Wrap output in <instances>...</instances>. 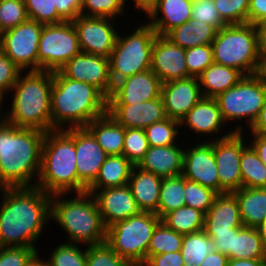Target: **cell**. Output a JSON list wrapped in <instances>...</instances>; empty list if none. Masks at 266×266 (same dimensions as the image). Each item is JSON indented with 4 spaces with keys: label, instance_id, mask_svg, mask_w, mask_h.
I'll return each mask as SVG.
<instances>
[{
    "label": "cell",
    "instance_id": "60d3db41",
    "mask_svg": "<svg viewBox=\"0 0 266 266\" xmlns=\"http://www.w3.org/2000/svg\"><path fill=\"white\" fill-rule=\"evenodd\" d=\"M145 130L142 128H126L124 136V147L122 155H124L134 166L145 157L149 149Z\"/></svg>",
    "mask_w": 266,
    "mask_h": 266
},
{
    "label": "cell",
    "instance_id": "ab89813d",
    "mask_svg": "<svg viewBox=\"0 0 266 266\" xmlns=\"http://www.w3.org/2000/svg\"><path fill=\"white\" fill-rule=\"evenodd\" d=\"M78 244L64 242L53 249L46 259L48 266H86L87 246L78 248Z\"/></svg>",
    "mask_w": 266,
    "mask_h": 266
},
{
    "label": "cell",
    "instance_id": "ffe728a7",
    "mask_svg": "<svg viewBox=\"0 0 266 266\" xmlns=\"http://www.w3.org/2000/svg\"><path fill=\"white\" fill-rule=\"evenodd\" d=\"M106 228L126 220L142 211L136 203L128 184L99 189L92 194Z\"/></svg>",
    "mask_w": 266,
    "mask_h": 266
},
{
    "label": "cell",
    "instance_id": "74e56055",
    "mask_svg": "<svg viewBox=\"0 0 266 266\" xmlns=\"http://www.w3.org/2000/svg\"><path fill=\"white\" fill-rule=\"evenodd\" d=\"M184 235L169 229L160 221L153 231L147 251V259L150 256L169 252H178L182 247Z\"/></svg>",
    "mask_w": 266,
    "mask_h": 266
},
{
    "label": "cell",
    "instance_id": "c3c4849f",
    "mask_svg": "<svg viewBox=\"0 0 266 266\" xmlns=\"http://www.w3.org/2000/svg\"><path fill=\"white\" fill-rule=\"evenodd\" d=\"M185 61L188 74L198 78L204 70L214 63L211 44L185 49Z\"/></svg>",
    "mask_w": 266,
    "mask_h": 266
},
{
    "label": "cell",
    "instance_id": "2e32d148",
    "mask_svg": "<svg viewBox=\"0 0 266 266\" xmlns=\"http://www.w3.org/2000/svg\"><path fill=\"white\" fill-rule=\"evenodd\" d=\"M59 71L67 78L94 85L107 98L112 94L109 59L80 52Z\"/></svg>",
    "mask_w": 266,
    "mask_h": 266
},
{
    "label": "cell",
    "instance_id": "7a4b0ae2",
    "mask_svg": "<svg viewBox=\"0 0 266 266\" xmlns=\"http://www.w3.org/2000/svg\"><path fill=\"white\" fill-rule=\"evenodd\" d=\"M45 134L38 129L16 127L6 121L0 123V188L35 186L41 168Z\"/></svg>",
    "mask_w": 266,
    "mask_h": 266
},
{
    "label": "cell",
    "instance_id": "4fadbf2b",
    "mask_svg": "<svg viewBox=\"0 0 266 266\" xmlns=\"http://www.w3.org/2000/svg\"><path fill=\"white\" fill-rule=\"evenodd\" d=\"M43 26L28 19L0 34V50L23 72L38 71V46Z\"/></svg>",
    "mask_w": 266,
    "mask_h": 266
},
{
    "label": "cell",
    "instance_id": "3957f363",
    "mask_svg": "<svg viewBox=\"0 0 266 266\" xmlns=\"http://www.w3.org/2000/svg\"><path fill=\"white\" fill-rule=\"evenodd\" d=\"M108 98L94 85L53 71L51 89L52 130L86 127L107 113Z\"/></svg>",
    "mask_w": 266,
    "mask_h": 266
},
{
    "label": "cell",
    "instance_id": "91938a15",
    "mask_svg": "<svg viewBox=\"0 0 266 266\" xmlns=\"http://www.w3.org/2000/svg\"><path fill=\"white\" fill-rule=\"evenodd\" d=\"M260 56L266 55V19L254 24Z\"/></svg>",
    "mask_w": 266,
    "mask_h": 266
},
{
    "label": "cell",
    "instance_id": "277c9868",
    "mask_svg": "<svg viewBox=\"0 0 266 266\" xmlns=\"http://www.w3.org/2000/svg\"><path fill=\"white\" fill-rule=\"evenodd\" d=\"M23 71L13 85L11 107L5 112V121L19 128L52 131L51 89L52 71ZM14 97V98H13Z\"/></svg>",
    "mask_w": 266,
    "mask_h": 266
},
{
    "label": "cell",
    "instance_id": "f907efd6",
    "mask_svg": "<svg viewBox=\"0 0 266 266\" xmlns=\"http://www.w3.org/2000/svg\"><path fill=\"white\" fill-rule=\"evenodd\" d=\"M22 70L0 50V95L4 98L16 83Z\"/></svg>",
    "mask_w": 266,
    "mask_h": 266
},
{
    "label": "cell",
    "instance_id": "4dcf8cb0",
    "mask_svg": "<svg viewBox=\"0 0 266 266\" xmlns=\"http://www.w3.org/2000/svg\"><path fill=\"white\" fill-rule=\"evenodd\" d=\"M217 31L214 26L191 18L187 23L174 27L165 36L177 46L189 49L211 44Z\"/></svg>",
    "mask_w": 266,
    "mask_h": 266
},
{
    "label": "cell",
    "instance_id": "f5cc1de1",
    "mask_svg": "<svg viewBox=\"0 0 266 266\" xmlns=\"http://www.w3.org/2000/svg\"><path fill=\"white\" fill-rule=\"evenodd\" d=\"M141 266H184L181 251L150 256Z\"/></svg>",
    "mask_w": 266,
    "mask_h": 266
},
{
    "label": "cell",
    "instance_id": "db71d44e",
    "mask_svg": "<svg viewBox=\"0 0 266 266\" xmlns=\"http://www.w3.org/2000/svg\"><path fill=\"white\" fill-rule=\"evenodd\" d=\"M55 6L65 21H73L81 15L82 0H55Z\"/></svg>",
    "mask_w": 266,
    "mask_h": 266
},
{
    "label": "cell",
    "instance_id": "cb8c5ba5",
    "mask_svg": "<svg viewBox=\"0 0 266 266\" xmlns=\"http://www.w3.org/2000/svg\"><path fill=\"white\" fill-rule=\"evenodd\" d=\"M224 120L215 98L202 97L197 104L181 119L180 128L185 125L199 136L222 133ZM221 131V132H220Z\"/></svg>",
    "mask_w": 266,
    "mask_h": 266
},
{
    "label": "cell",
    "instance_id": "11a10c76",
    "mask_svg": "<svg viewBox=\"0 0 266 266\" xmlns=\"http://www.w3.org/2000/svg\"><path fill=\"white\" fill-rule=\"evenodd\" d=\"M239 228L230 229V232L206 233L214 242L216 251L228 255L233 250L234 233Z\"/></svg>",
    "mask_w": 266,
    "mask_h": 266
},
{
    "label": "cell",
    "instance_id": "f6af8a7d",
    "mask_svg": "<svg viewBox=\"0 0 266 266\" xmlns=\"http://www.w3.org/2000/svg\"><path fill=\"white\" fill-rule=\"evenodd\" d=\"M86 266H133L106 242L87 246Z\"/></svg>",
    "mask_w": 266,
    "mask_h": 266
},
{
    "label": "cell",
    "instance_id": "7bdbcfd3",
    "mask_svg": "<svg viewBox=\"0 0 266 266\" xmlns=\"http://www.w3.org/2000/svg\"><path fill=\"white\" fill-rule=\"evenodd\" d=\"M125 7V0H82L81 15L115 20L124 15Z\"/></svg>",
    "mask_w": 266,
    "mask_h": 266
},
{
    "label": "cell",
    "instance_id": "b9f144b4",
    "mask_svg": "<svg viewBox=\"0 0 266 266\" xmlns=\"http://www.w3.org/2000/svg\"><path fill=\"white\" fill-rule=\"evenodd\" d=\"M218 194L199 183L184 178L185 205L201 211L204 215Z\"/></svg>",
    "mask_w": 266,
    "mask_h": 266
},
{
    "label": "cell",
    "instance_id": "5b68a950",
    "mask_svg": "<svg viewBox=\"0 0 266 266\" xmlns=\"http://www.w3.org/2000/svg\"><path fill=\"white\" fill-rule=\"evenodd\" d=\"M35 186L51 196L78 193L75 128L52 130L45 134L41 168Z\"/></svg>",
    "mask_w": 266,
    "mask_h": 266
},
{
    "label": "cell",
    "instance_id": "f1b7e54d",
    "mask_svg": "<svg viewBox=\"0 0 266 266\" xmlns=\"http://www.w3.org/2000/svg\"><path fill=\"white\" fill-rule=\"evenodd\" d=\"M243 76L238 69L214 62L198 77L201 94L206 98H216L235 86Z\"/></svg>",
    "mask_w": 266,
    "mask_h": 266
},
{
    "label": "cell",
    "instance_id": "83f0119b",
    "mask_svg": "<svg viewBox=\"0 0 266 266\" xmlns=\"http://www.w3.org/2000/svg\"><path fill=\"white\" fill-rule=\"evenodd\" d=\"M86 128L107 155H122L125 128L118 124L110 114L105 113L91 121Z\"/></svg>",
    "mask_w": 266,
    "mask_h": 266
},
{
    "label": "cell",
    "instance_id": "484cf974",
    "mask_svg": "<svg viewBox=\"0 0 266 266\" xmlns=\"http://www.w3.org/2000/svg\"><path fill=\"white\" fill-rule=\"evenodd\" d=\"M193 0H159L147 15L157 35H166L174 27L187 23L192 16Z\"/></svg>",
    "mask_w": 266,
    "mask_h": 266
},
{
    "label": "cell",
    "instance_id": "d590c367",
    "mask_svg": "<svg viewBox=\"0 0 266 266\" xmlns=\"http://www.w3.org/2000/svg\"><path fill=\"white\" fill-rule=\"evenodd\" d=\"M205 215L192 207L183 206L167 213L161 221L179 234L186 235L204 229Z\"/></svg>",
    "mask_w": 266,
    "mask_h": 266
},
{
    "label": "cell",
    "instance_id": "a7ac6f4b",
    "mask_svg": "<svg viewBox=\"0 0 266 266\" xmlns=\"http://www.w3.org/2000/svg\"><path fill=\"white\" fill-rule=\"evenodd\" d=\"M5 99L3 96L0 95V123H3L5 121V113L3 114V111L1 112V110L3 109V103H4Z\"/></svg>",
    "mask_w": 266,
    "mask_h": 266
},
{
    "label": "cell",
    "instance_id": "7dc6e473",
    "mask_svg": "<svg viewBox=\"0 0 266 266\" xmlns=\"http://www.w3.org/2000/svg\"><path fill=\"white\" fill-rule=\"evenodd\" d=\"M28 19L25 1L0 0V34Z\"/></svg>",
    "mask_w": 266,
    "mask_h": 266
},
{
    "label": "cell",
    "instance_id": "8fae6325",
    "mask_svg": "<svg viewBox=\"0 0 266 266\" xmlns=\"http://www.w3.org/2000/svg\"><path fill=\"white\" fill-rule=\"evenodd\" d=\"M80 52L72 21L44 25L38 46V71H58Z\"/></svg>",
    "mask_w": 266,
    "mask_h": 266
},
{
    "label": "cell",
    "instance_id": "f35d334b",
    "mask_svg": "<svg viewBox=\"0 0 266 266\" xmlns=\"http://www.w3.org/2000/svg\"><path fill=\"white\" fill-rule=\"evenodd\" d=\"M180 121L165 118L146 127L145 133L149 146H169L177 144Z\"/></svg>",
    "mask_w": 266,
    "mask_h": 266
},
{
    "label": "cell",
    "instance_id": "30bf717a",
    "mask_svg": "<svg viewBox=\"0 0 266 266\" xmlns=\"http://www.w3.org/2000/svg\"><path fill=\"white\" fill-rule=\"evenodd\" d=\"M266 97V85L254 75H244L232 88L219 94L215 99L218 102L224 122H247L248 128L257 119Z\"/></svg>",
    "mask_w": 266,
    "mask_h": 266
},
{
    "label": "cell",
    "instance_id": "9a60e30c",
    "mask_svg": "<svg viewBox=\"0 0 266 266\" xmlns=\"http://www.w3.org/2000/svg\"><path fill=\"white\" fill-rule=\"evenodd\" d=\"M199 141L183 153V172L185 179L194 181L220 194V180L212 146V139ZM211 140V141H210Z\"/></svg>",
    "mask_w": 266,
    "mask_h": 266
},
{
    "label": "cell",
    "instance_id": "4316f807",
    "mask_svg": "<svg viewBox=\"0 0 266 266\" xmlns=\"http://www.w3.org/2000/svg\"><path fill=\"white\" fill-rule=\"evenodd\" d=\"M161 183V177L133 166L128 186L142 212H152L158 216Z\"/></svg>",
    "mask_w": 266,
    "mask_h": 266
},
{
    "label": "cell",
    "instance_id": "44dd1931",
    "mask_svg": "<svg viewBox=\"0 0 266 266\" xmlns=\"http://www.w3.org/2000/svg\"><path fill=\"white\" fill-rule=\"evenodd\" d=\"M161 97L166 117L181 121L203 97L199 79L188 77L162 83Z\"/></svg>",
    "mask_w": 266,
    "mask_h": 266
},
{
    "label": "cell",
    "instance_id": "9c48e42d",
    "mask_svg": "<svg viewBox=\"0 0 266 266\" xmlns=\"http://www.w3.org/2000/svg\"><path fill=\"white\" fill-rule=\"evenodd\" d=\"M161 218L152 212H141L107 228L106 243L133 266L147 260V251L153 231Z\"/></svg>",
    "mask_w": 266,
    "mask_h": 266
},
{
    "label": "cell",
    "instance_id": "bcb514c9",
    "mask_svg": "<svg viewBox=\"0 0 266 266\" xmlns=\"http://www.w3.org/2000/svg\"><path fill=\"white\" fill-rule=\"evenodd\" d=\"M221 19L227 24L248 23L250 0H214Z\"/></svg>",
    "mask_w": 266,
    "mask_h": 266
},
{
    "label": "cell",
    "instance_id": "ee69618b",
    "mask_svg": "<svg viewBox=\"0 0 266 266\" xmlns=\"http://www.w3.org/2000/svg\"><path fill=\"white\" fill-rule=\"evenodd\" d=\"M25 6L30 20L43 25L65 22L57 12L55 0H25Z\"/></svg>",
    "mask_w": 266,
    "mask_h": 266
},
{
    "label": "cell",
    "instance_id": "003e7915",
    "mask_svg": "<svg viewBox=\"0 0 266 266\" xmlns=\"http://www.w3.org/2000/svg\"><path fill=\"white\" fill-rule=\"evenodd\" d=\"M256 228H257L259 235L261 237L263 246L266 249V216H265V219L262 221V223L259 226H257Z\"/></svg>",
    "mask_w": 266,
    "mask_h": 266
},
{
    "label": "cell",
    "instance_id": "e575fe53",
    "mask_svg": "<svg viewBox=\"0 0 266 266\" xmlns=\"http://www.w3.org/2000/svg\"><path fill=\"white\" fill-rule=\"evenodd\" d=\"M240 168L242 188H266V166L250 144L242 151Z\"/></svg>",
    "mask_w": 266,
    "mask_h": 266
},
{
    "label": "cell",
    "instance_id": "680465c9",
    "mask_svg": "<svg viewBox=\"0 0 266 266\" xmlns=\"http://www.w3.org/2000/svg\"><path fill=\"white\" fill-rule=\"evenodd\" d=\"M248 129L250 133L266 135V97L257 119Z\"/></svg>",
    "mask_w": 266,
    "mask_h": 266
},
{
    "label": "cell",
    "instance_id": "d4e9b609",
    "mask_svg": "<svg viewBox=\"0 0 266 266\" xmlns=\"http://www.w3.org/2000/svg\"><path fill=\"white\" fill-rule=\"evenodd\" d=\"M183 153L179 144L150 146L138 167L161 178L178 176L183 172Z\"/></svg>",
    "mask_w": 266,
    "mask_h": 266
},
{
    "label": "cell",
    "instance_id": "9f6ffc18",
    "mask_svg": "<svg viewBox=\"0 0 266 266\" xmlns=\"http://www.w3.org/2000/svg\"><path fill=\"white\" fill-rule=\"evenodd\" d=\"M266 19V0H250L248 23L255 24Z\"/></svg>",
    "mask_w": 266,
    "mask_h": 266
},
{
    "label": "cell",
    "instance_id": "816d5d0a",
    "mask_svg": "<svg viewBox=\"0 0 266 266\" xmlns=\"http://www.w3.org/2000/svg\"><path fill=\"white\" fill-rule=\"evenodd\" d=\"M37 252L30 247H0V266H25Z\"/></svg>",
    "mask_w": 266,
    "mask_h": 266
},
{
    "label": "cell",
    "instance_id": "7c38bea8",
    "mask_svg": "<svg viewBox=\"0 0 266 266\" xmlns=\"http://www.w3.org/2000/svg\"><path fill=\"white\" fill-rule=\"evenodd\" d=\"M242 129V125L239 124L225 135L212 140L220 180V194L233 193L242 188L240 160L243 149L249 144L248 141L245 142Z\"/></svg>",
    "mask_w": 266,
    "mask_h": 266
},
{
    "label": "cell",
    "instance_id": "f546056e",
    "mask_svg": "<svg viewBox=\"0 0 266 266\" xmlns=\"http://www.w3.org/2000/svg\"><path fill=\"white\" fill-rule=\"evenodd\" d=\"M133 164L124 155H109L102 164L95 181L87 188L93 194L99 189L128 184Z\"/></svg>",
    "mask_w": 266,
    "mask_h": 266
},
{
    "label": "cell",
    "instance_id": "e0dca14e",
    "mask_svg": "<svg viewBox=\"0 0 266 266\" xmlns=\"http://www.w3.org/2000/svg\"><path fill=\"white\" fill-rule=\"evenodd\" d=\"M75 151L80 193L95 181L108 155L86 127L75 128Z\"/></svg>",
    "mask_w": 266,
    "mask_h": 266
},
{
    "label": "cell",
    "instance_id": "8d00e7d4",
    "mask_svg": "<svg viewBox=\"0 0 266 266\" xmlns=\"http://www.w3.org/2000/svg\"><path fill=\"white\" fill-rule=\"evenodd\" d=\"M185 206L184 176L162 178L158 216L162 219L167 213Z\"/></svg>",
    "mask_w": 266,
    "mask_h": 266
},
{
    "label": "cell",
    "instance_id": "1f68e13d",
    "mask_svg": "<svg viewBox=\"0 0 266 266\" xmlns=\"http://www.w3.org/2000/svg\"><path fill=\"white\" fill-rule=\"evenodd\" d=\"M233 194L238 199L243 226H259L266 216V188H240Z\"/></svg>",
    "mask_w": 266,
    "mask_h": 266
},
{
    "label": "cell",
    "instance_id": "52a82bcc",
    "mask_svg": "<svg viewBox=\"0 0 266 266\" xmlns=\"http://www.w3.org/2000/svg\"><path fill=\"white\" fill-rule=\"evenodd\" d=\"M211 46L215 63L238 69L244 75L256 74L261 56L253 24L222 27L217 31Z\"/></svg>",
    "mask_w": 266,
    "mask_h": 266
},
{
    "label": "cell",
    "instance_id": "681fc988",
    "mask_svg": "<svg viewBox=\"0 0 266 266\" xmlns=\"http://www.w3.org/2000/svg\"><path fill=\"white\" fill-rule=\"evenodd\" d=\"M191 18L214 26L217 30L227 25L221 19L214 0H193Z\"/></svg>",
    "mask_w": 266,
    "mask_h": 266
},
{
    "label": "cell",
    "instance_id": "6f0895ef",
    "mask_svg": "<svg viewBox=\"0 0 266 266\" xmlns=\"http://www.w3.org/2000/svg\"><path fill=\"white\" fill-rule=\"evenodd\" d=\"M250 135H252L253 140L249 144L254 148L260 160L266 166V135L257 133H251Z\"/></svg>",
    "mask_w": 266,
    "mask_h": 266
},
{
    "label": "cell",
    "instance_id": "ac0fdd59",
    "mask_svg": "<svg viewBox=\"0 0 266 266\" xmlns=\"http://www.w3.org/2000/svg\"><path fill=\"white\" fill-rule=\"evenodd\" d=\"M150 69L162 83L191 77L186 66L185 49L165 35H157L154 40Z\"/></svg>",
    "mask_w": 266,
    "mask_h": 266
},
{
    "label": "cell",
    "instance_id": "8992f818",
    "mask_svg": "<svg viewBox=\"0 0 266 266\" xmlns=\"http://www.w3.org/2000/svg\"><path fill=\"white\" fill-rule=\"evenodd\" d=\"M69 194L52 195L50 216L67 233V243L92 246L106 242L107 228L94 196L85 191L64 199Z\"/></svg>",
    "mask_w": 266,
    "mask_h": 266
},
{
    "label": "cell",
    "instance_id": "6125c7cd",
    "mask_svg": "<svg viewBox=\"0 0 266 266\" xmlns=\"http://www.w3.org/2000/svg\"><path fill=\"white\" fill-rule=\"evenodd\" d=\"M227 266H266V259H228Z\"/></svg>",
    "mask_w": 266,
    "mask_h": 266
},
{
    "label": "cell",
    "instance_id": "ba28073f",
    "mask_svg": "<svg viewBox=\"0 0 266 266\" xmlns=\"http://www.w3.org/2000/svg\"><path fill=\"white\" fill-rule=\"evenodd\" d=\"M156 36L155 30L148 22L138 25L133 33L125 37L118 32L109 58L113 86L127 77L150 69Z\"/></svg>",
    "mask_w": 266,
    "mask_h": 266
},
{
    "label": "cell",
    "instance_id": "836d02e7",
    "mask_svg": "<svg viewBox=\"0 0 266 266\" xmlns=\"http://www.w3.org/2000/svg\"><path fill=\"white\" fill-rule=\"evenodd\" d=\"M180 251L184 266H200L205 257L216 249L213 240L203 229L184 235Z\"/></svg>",
    "mask_w": 266,
    "mask_h": 266
},
{
    "label": "cell",
    "instance_id": "5bb4252c",
    "mask_svg": "<svg viewBox=\"0 0 266 266\" xmlns=\"http://www.w3.org/2000/svg\"><path fill=\"white\" fill-rule=\"evenodd\" d=\"M114 22V19L107 17H76L72 24L81 52L109 59L118 35Z\"/></svg>",
    "mask_w": 266,
    "mask_h": 266
},
{
    "label": "cell",
    "instance_id": "be15d7a7",
    "mask_svg": "<svg viewBox=\"0 0 266 266\" xmlns=\"http://www.w3.org/2000/svg\"><path fill=\"white\" fill-rule=\"evenodd\" d=\"M159 0H133L135 3V9L145 12L146 16L150 13V11L158 4ZM126 4V0H125Z\"/></svg>",
    "mask_w": 266,
    "mask_h": 266
},
{
    "label": "cell",
    "instance_id": "6da1fadb",
    "mask_svg": "<svg viewBox=\"0 0 266 266\" xmlns=\"http://www.w3.org/2000/svg\"><path fill=\"white\" fill-rule=\"evenodd\" d=\"M0 191V247L36 249V242L51 220L52 196L36 186Z\"/></svg>",
    "mask_w": 266,
    "mask_h": 266
},
{
    "label": "cell",
    "instance_id": "603a6c76",
    "mask_svg": "<svg viewBox=\"0 0 266 266\" xmlns=\"http://www.w3.org/2000/svg\"><path fill=\"white\" fill-rule=\"evenodd\" d=\"M243 227L238 199L233 193L218 194L205 214L206 233L230 232V229Z\"/></svg>",
    "mask_w": 266,
    "mask_h": 266
},
{
    "label": "cell",
    "instance_id": "e7e4bbea",
    "mask_svg": "<svg viewBox=\"0 0 266 266\" xmlns=\"http://www.w3.org/2000/svg\"><path fill=\"white\" fill-rule=\"evenodd\" d=\"M256 75L266 85V55L261 56Z\"/></svg>",
    "mask_w": 266,
    "mask_h": 266
},
{
    "label": "cell",
    "instance_id": "d6a6232c",
    "mask_svg": "<svg viewBox=\"0 0 266 266\" xmlns=\"http://www.w3.org/2000/svg\"><path fill=\"white\" fill-rule=\"evenodd\" d=\"M227 257L228 259H266V249L257 228L240 227L234 233L233 250Z\"/></svg>",
    "mask_w": 266,
    "mask_h": 266
},
{
    "label": "cell",
    "instance_id": "03108f58",
    "mask_svg": "<svg viewBox=\"0 0 266 266\" xmlns=\"http://www.w3.org/2000/svg\"><path fill=\"white\" fill-rule=\"evenodd\" d=\"M38 252L27 262L25 266H48L46 259L40 258Z\"/></svg>",
    "mask_w": 266,
    "mask_h": 266
},
{
    "label": "cell",
    "instance_id": "7402d4cb",
    "mask_svg": "<svg viewBox=\"0 0 266 266\" xmlns=\"http://www.w3.org/2000/svg\"><path fill=\"white\" fill-rule=\"evenodd\" d=\"M162 81L151 70L117 82L108 103H140L161 96Z\"/></svg>",
    "mask_w": 266,
    "mask_h": 266
},
{
    "label": "cell",
    "instance_id": "d6986e66",
    "mask_svg": "<svg viewBox=\"0 0 266 266\" xmlns=\"http://www.w3.org/2000/svg\"><path fill=\"white\" fill-rule=\"evenodd\" d=\"M107 113L125 129H145L167 118L161 96L140 103H107Z\"/></svg>",
    "mask_w": 266,
    "mask_h": 266
},
{
    "label": "cell",
    "instance_id": "94428289",
    "mask_svg": "<svg viewBox=\"0 0 266 266\" xmlns=\"http://www.w3.org/2000/svg\"><path fill=\"white\" fill-rule=\"evenodd\" d=\"M227 255L221 254L218 251L210 252L200 266H227Z\"/></svg>",
    "mask_w": 266,
    "mask_h": 266
}]
</instances>
